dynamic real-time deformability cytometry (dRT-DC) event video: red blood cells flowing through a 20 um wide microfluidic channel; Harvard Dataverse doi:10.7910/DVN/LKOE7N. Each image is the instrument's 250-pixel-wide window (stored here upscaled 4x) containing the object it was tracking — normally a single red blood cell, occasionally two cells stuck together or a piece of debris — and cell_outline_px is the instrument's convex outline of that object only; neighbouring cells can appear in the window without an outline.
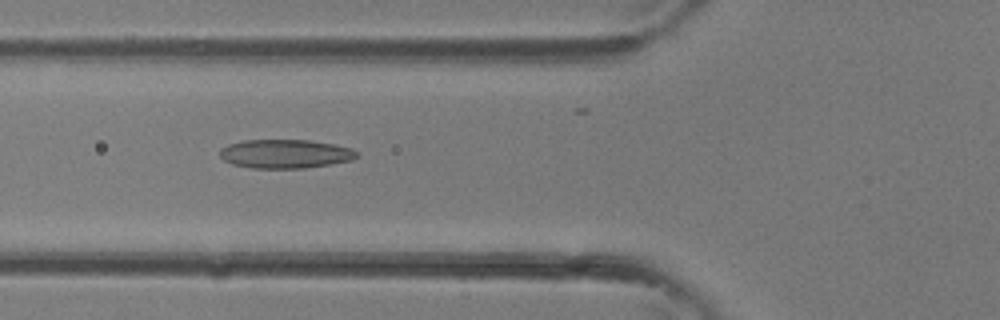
{"species": "common noctule bat (a hibernating species)", "species_latin": "Nyctalus noctula", "temperature_condition": "room temperature", "stored_images_in_passage": 28, "camera_frame_rate_fps": 3000, "um_per_image_px": 0.085, "animal": {"sex": "female"}, "frame": {"image": 1, "passage_image": 5, "time_ms": 1.333, "image_size_px": [1000, 320], "cell_outline_px": [[360, 156], [352, 160], [332, 164], [304, 168], [252, 168], [232, 164], [224, 160], [220, 156], [220, 148], [228, 144], [244, 140], [312, 140], [352, 148], [360, 152]], "centroid_in_image_um": [24.28, 13.07], "position_along_channel_um": 101.5, "area_um2": 23.24}}
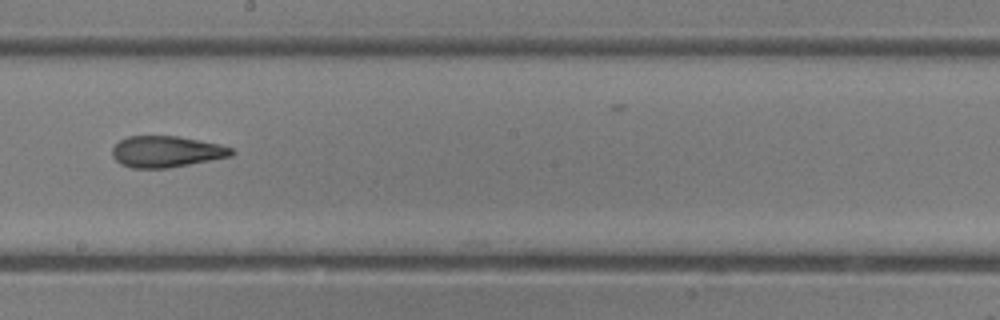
{"frame": {"image": 2, "passage_image": 12, "time_ms": 3.667, "image_size_px": [1000, 320], "cell_outline_px": [[236, 152], [232, 156], [168, 168], [132, 168], [120, 164], [112, 156], [112, 148], [120, 140], [128, 136], [176, 136], [220, 144], [232, 148]], "centroid_in_image_um": [14.14, 12.89], "position_along_channel_um": 234.1, "area_um2": 21.73}}
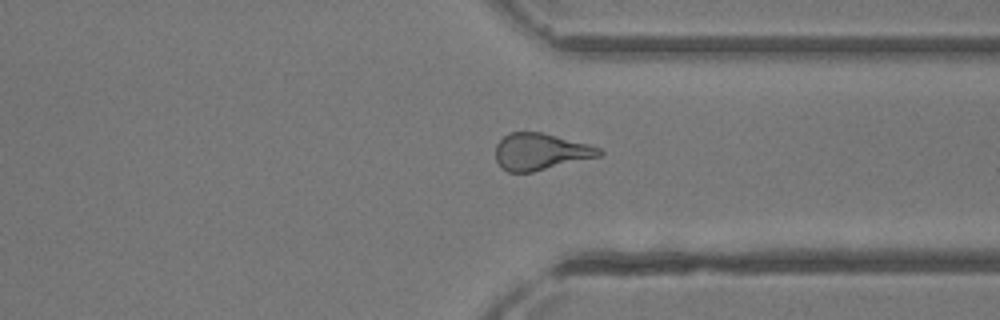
{"frame": {"image": 3, "passage_image": 19, "time_ms": 6.0, "image_size_px": [1000, 320], "cell_outline_px": [[604, 152], [600, 156], [532, 172], [508, 172], [500, 168], [496, 160], [496, 144], [504, 136], [512, 132], [540, 132], [588, 144], [600, 148]], "centroid_in_image_um": [45.92, 12.9], "position_along_channel_um": 365.5, "area_um2": 22.02}}